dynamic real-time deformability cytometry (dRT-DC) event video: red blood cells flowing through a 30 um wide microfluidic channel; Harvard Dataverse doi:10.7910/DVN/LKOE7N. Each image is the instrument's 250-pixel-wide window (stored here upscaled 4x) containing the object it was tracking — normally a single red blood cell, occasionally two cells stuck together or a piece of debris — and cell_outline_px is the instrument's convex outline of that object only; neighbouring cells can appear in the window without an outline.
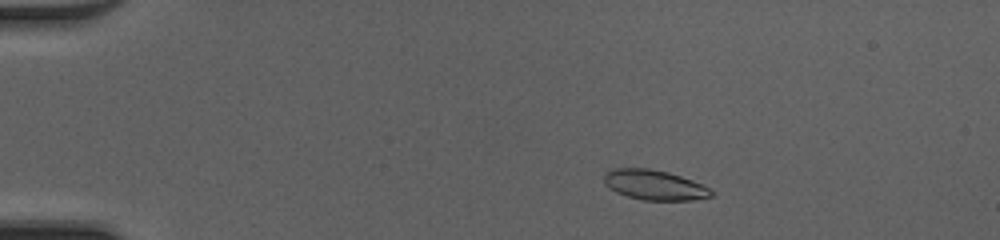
{"species": "common noctule bat (a hibernating species)", "species_latin": "Nyctalus noctula", "temperature_condition": "cold", "stored_images_in_passage": 47, "camera_frame_rate_fps": 3000, "um_per_image_px": 0.085, "animal": {"sex": "female", "body_mass_g": 20.0, "forearm_length_mm": 54.0}, "frame": {"image": 1, "passage_image": 6, "time_ms": 1.667, "image_size_px": [1000, 240], "cell_outline_px": [[712, 196], [692, 200], [644, 200], [628, 196], [616, 192], [608, 188], [604, 184], [604, 172], [612, 168], [648, 168], [668, 172], [692, 180], [708, 188], [712, 192]], "centroid_in_image_um": [55.56, 15.71], "position_along_channel_um": 29.4, "area_um2": 18.67}}
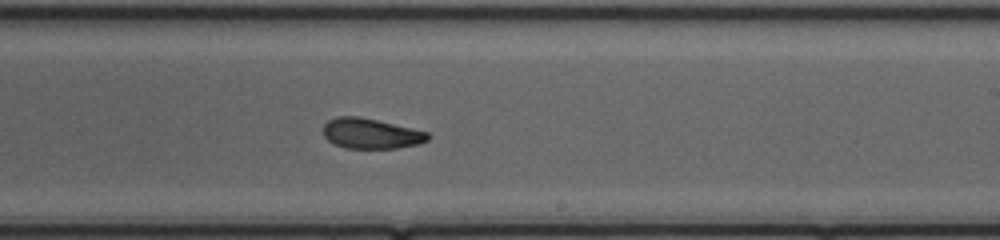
{"frame": {"image": 2, "passage_image": 28, "time_ms": 9.0, "image_size_px": [1000, 240], "cell_outline_px": [[432, 136], [428, 140], [416, 144], [396, 148], [348, 148], [336, 144], [328, 140], [324, 136], [324, 124], [328, 120], [336, 116], [356, 116], [376, 120], [412, 128], [428, 132]], "centroid_in_image_um": [31.54, 11.34], "position_along_channel_um": 257.5, "area_um2": 18.26}}
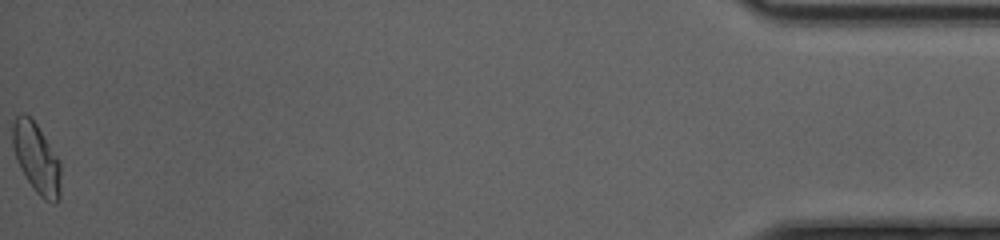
{"frame": {"image": 3, "passage_image": 47, "time_ms": 15.333, "image_size_px": [1000, 240], "cell_outline_px": [[60, 200], [56, 204], [52, 204], [44, 200], [36, 192], [20, 168], [16, 160], [12, 144], [12, 124], [16, 116], [20, 112], [24, 112], [36, 124], [60, 160]], "centroid_in_image_um": [3.1, 13.46], "position_along_channel_um": 432.1, "area_um2": 19.83}, "authors_computed_cell_mechanics": {"area_um2": 18.9584, "velocity_mm_per_s": 4.1984, "shape_relaxation_time_tau1_ms": 2.7773, "shape_relaxation_time_tau2_ms": 1.841, "deformation_change_tau1": 0.1223, "deformation_change_tau2": 0.0768}}